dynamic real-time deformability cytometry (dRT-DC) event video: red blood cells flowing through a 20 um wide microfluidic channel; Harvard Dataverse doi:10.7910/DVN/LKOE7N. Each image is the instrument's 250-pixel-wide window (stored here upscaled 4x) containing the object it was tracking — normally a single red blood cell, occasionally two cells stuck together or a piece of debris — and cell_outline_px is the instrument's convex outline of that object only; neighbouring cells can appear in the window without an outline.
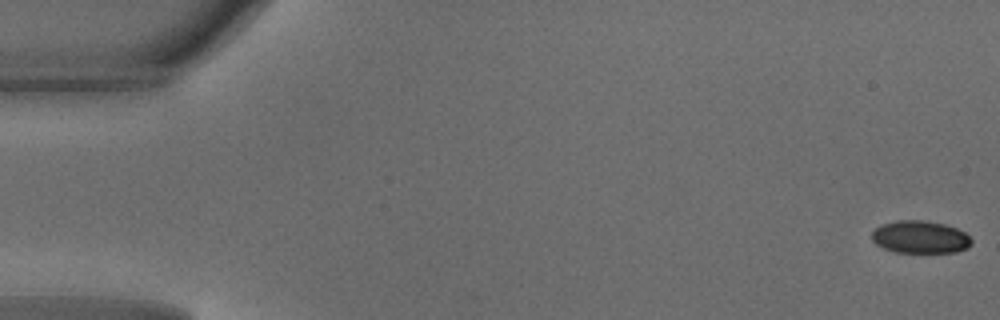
{"species": "common noctule bat (a hibernating species)", "species_latin": "Nyctalus noctula", "temperature_condition": "warm", "stored_images_in_passage": 49, "camera_frame_rate_fps": 3000, "um_per_image_px": 0.085, "animal": {"sex": "male", "body_mass_g": 18.8}, "frame": {"image": 1, "passage_image": 1, "time_ms": 0.0, "image_size_px": [1000, 320], "cell_outline_px": [[972, 244], [968, 248], [956, 252], [896, 252], [884, 248], [876, 244], [872, 240], [872, 232], [880, 224], [896, 220], [924, 220], [944, 224], [956, 228], [964, 232], [972, 240]], "centroid_in_image_um": [78.21, 20.14], "position_along_channel_um": 6.8, "area_um2": 18.96}}
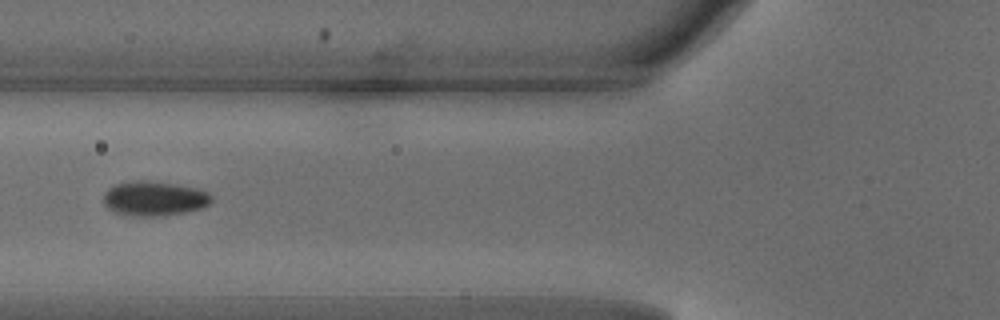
{"frame": {"image": 2, "passage_image": 19, "time_ms": 6.0, "image_size_px": [1000, 320], "cell_outline_px": [[212, 200], [204, 208], [184, 212], [156, 216], [136, 216], [116, 212], [108, 208], [104, 204], [104, 192], [108, 188], [116, 184], [136, 180], [148, 180], [176, 184], [200, 188], [208, 192], [212, 196]], "centroid_in_image_um": [13.14, 16.85], "position_along_channel_um": 112.7, "area_um2": 21.85}}
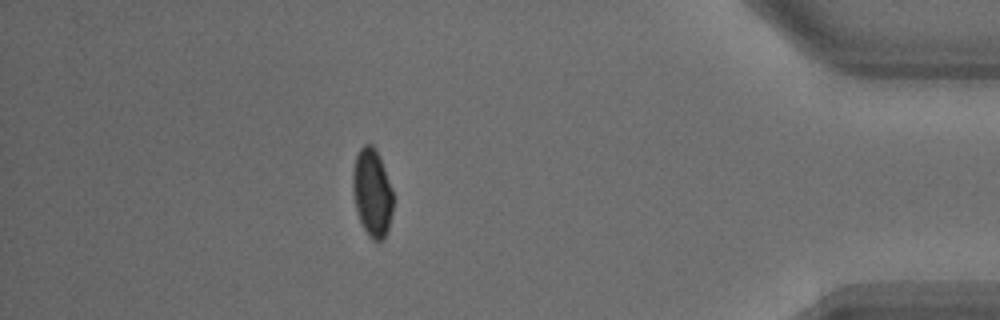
{"frame": {"image": 3, "passage_image": 43, "time_ms": 14.0, "image_size_px": [1000, 320], "cell_outline_px": [[392, 212], [388, 228], [384, 236], [380, 240], [372, 240], [368, 236], [360, 220], [356, 208], [352, 192], [352, 172], [356, 156], [360, 148], [364, 144], [372, 144], [380, 160], [392, 192]], "centroid_in_image_um": [31.59, 16.39], "position_along_channel_um": 403.6, "area_um2": 20.11}, "authors_computed_cell_mechanics": {"area_um2": 20.6924, "velocity_mm_per_s": 4.171, "shape_relaxation_time_tau1_ms": 8.3782, "shape_relaxation_time_tau2_ms": null, "deformation_change_tau1": 0.2185, "deformation_change_tau2": null}}